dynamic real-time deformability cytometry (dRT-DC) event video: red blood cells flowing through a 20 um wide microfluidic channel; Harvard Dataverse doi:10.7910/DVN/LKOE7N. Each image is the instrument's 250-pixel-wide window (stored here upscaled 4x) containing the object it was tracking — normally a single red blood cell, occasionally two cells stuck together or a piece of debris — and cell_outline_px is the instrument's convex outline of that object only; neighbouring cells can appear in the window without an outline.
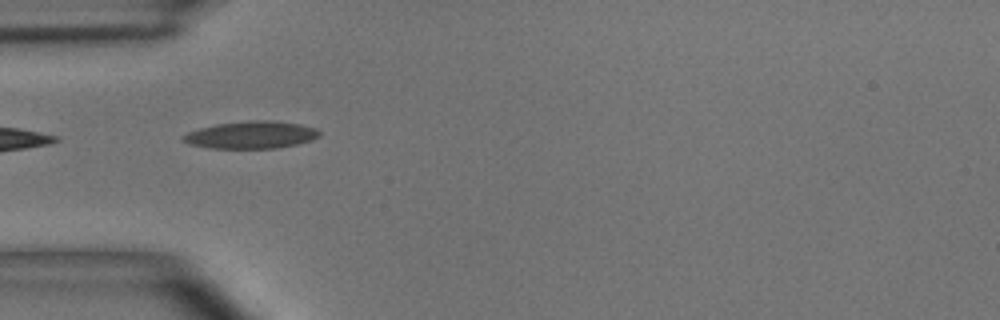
{"species": "common noctule bat (a hibernating species)", "species_latin": "Nyctalus noctula", "temperature_condition": "room temperature", "stored_images_in_passage": 6, "camera_frame_rate_fps": 3000, "um_per_image_px": 0.085, "animal": {"sex": "male", "body_mass_g": 15.6}, "frame": {"image": 1, "passage_image": 4, "time_ms": 4.667, "image_size_px": [1000, 320], "cell_outline_px": [[320, 136], [312, 140], [296, 144], [276, 148], [208, 148], [188, 144], [180, 140], [180, 136], [188, 132], [200, 128], [216, 124], [248, 120], [272, 120], [300, 124], [316, 128], [320, 132]], "centroid_in_image_um": [21.32, 11.46], "position_along_channel_um": 63.7, "area_um2": 21.91}}
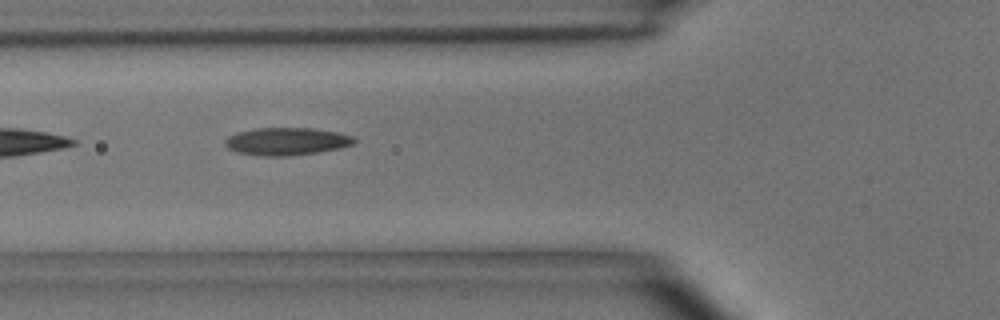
{"frame": {"image": 2, "passage_image": 5, "time_ms": 5.667, "image_size_px": [1000, 320], "cell_outline_px": [[356, 140], [352, 144], [340, 148], [316, 152], [288, 156], [264, 156], [236, 152], [228, 148], [224, 144], [224, 140], [228, 136], [236, 132], [256, 128], [312, 128], [336, 132], [352, 136]], "centroid_in_image_um": [24.31, 12.01], "position_along_channel_um": 101.5, "area_um2": 20.69}}